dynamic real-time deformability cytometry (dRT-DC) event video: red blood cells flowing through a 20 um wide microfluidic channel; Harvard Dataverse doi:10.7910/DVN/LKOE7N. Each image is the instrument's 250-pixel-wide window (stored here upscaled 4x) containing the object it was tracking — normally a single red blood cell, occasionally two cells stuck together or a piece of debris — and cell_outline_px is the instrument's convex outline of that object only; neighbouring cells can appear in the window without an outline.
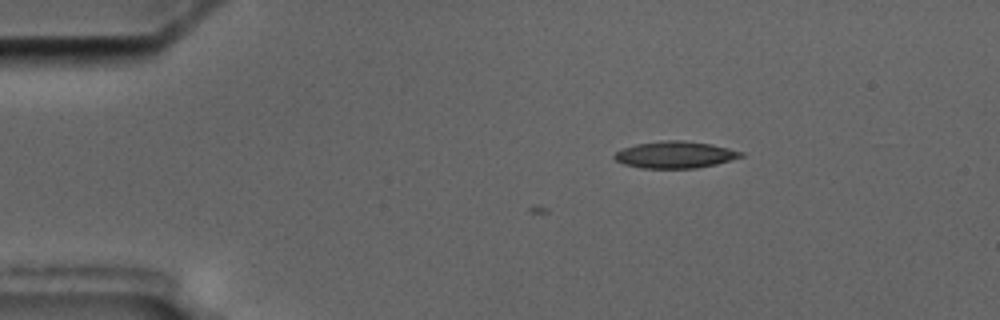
{"species": "common noctule bat (a hibernating species)", "species_latin": "Nyctalus noctula", "temperature_condition": "cold", "stored_images_in_passage": 3, "camera_frame_rate_fps": 3000, "um_per_image_px": 0.085, "animal": {"sex": "male", "body_mass_g": 17.5, "forearm_length_mm": 52.3}, "frame": {"image": 1, "passage_image": 1, "time_ms": 0.0, "image_size_px": [1000, 320], "cell_outline_px": [[744, 156], [716, 164], [696, 168], [640, 168], [624, 164], [616, 160], [612, 156], [616, 152], [624, 148], [636, 144], [668, 140], [684, 140], [712, 144], [744, 152]], "centroid_in_image_um": [57.39, 13.15], "position_along_channel_um": 27.6, "area_um2": 19.71}}